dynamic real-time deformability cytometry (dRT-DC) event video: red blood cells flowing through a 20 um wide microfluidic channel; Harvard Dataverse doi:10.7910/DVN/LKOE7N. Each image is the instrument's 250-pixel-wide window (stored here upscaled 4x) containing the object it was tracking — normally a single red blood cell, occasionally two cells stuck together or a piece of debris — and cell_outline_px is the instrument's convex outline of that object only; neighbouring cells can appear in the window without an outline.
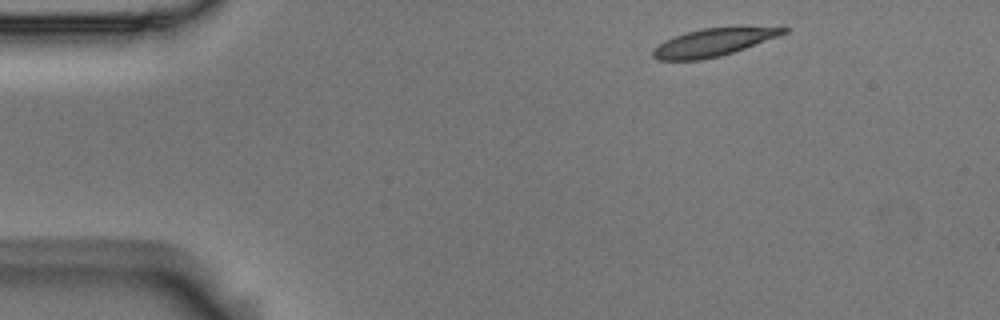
{"species": "Egyptian fruit bat (a non-hibernating species)", "species_latin": "Rousettus aegyptiacus", "temperature_condition": "room temperature", "stored_images_in_passage": 3, "camera_frame_rate_fps": 3000, "um_per_image_px": 0.085, "animal": {"sex": "male"}, "frame": {"image": 1, "passage_image": 1, "time_ms": 0.0, "image_size_px": [1000, 320], "cell_outline_px": [[788, 32], [780, 36], [720, 56], [700, 60], [660, 60], [652, 56], [652, 48], [664, 40], [688, 32], [704, 28], [736, 24], [744, 24], [788, 28]], "centroid_in_image_um": [60.72, 3.54], "position_along_channel_um": 24.3, "area_um2": 21.79}}